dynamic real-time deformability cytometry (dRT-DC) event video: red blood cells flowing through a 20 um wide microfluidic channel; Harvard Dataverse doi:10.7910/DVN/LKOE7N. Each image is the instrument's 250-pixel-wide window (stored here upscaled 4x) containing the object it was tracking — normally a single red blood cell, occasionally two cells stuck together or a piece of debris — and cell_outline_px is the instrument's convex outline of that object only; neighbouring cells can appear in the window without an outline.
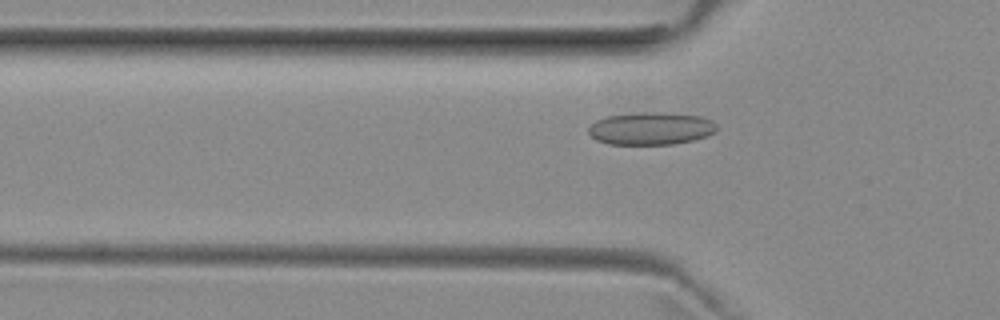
{"species": "common noctule bat (a hibernating species)", "species_latin": "Nyctalus noctula", "temperature_condition": "room temperature", "stored_images_in_passage": 23, "camera_frame_rate_fps": 3000, "um_per_image_px": 0.085, "animal": {"sex": "female", "body_mass_g": 29.2, "forearm_length_mm": 56.3}, "frame": {"image": 1, "passage_image": 9, "time_ms": 2.667, "image_size_px": [1000, 320], "cell_outline_px": [[716, 132], [708, 136], [692, 140], [672, 144], [608, 144], [596, 140], [588, 132], [588, 128], [596, 120], [608, 116], [652, 112], [664, 112], [700, 116], [712, 120], [716, 124]], "centroid_in_image_um": [55.35, 10.93], "position_along_channel_um": 70.4, "area_um2": 24.22}}
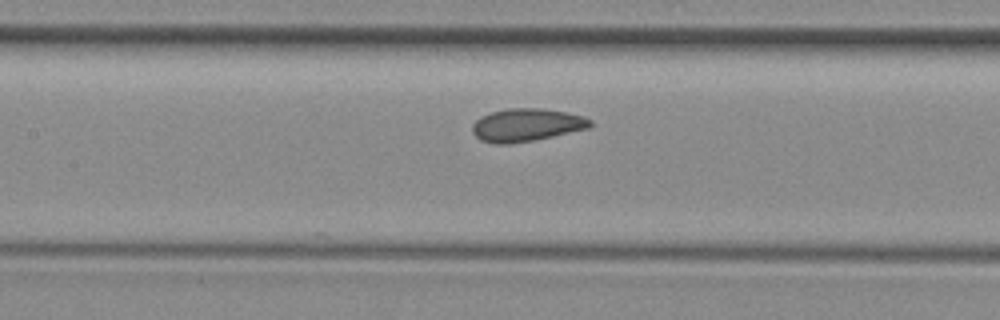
{"frame": {"image": 2, "passage_image": 16, "time_ms": 5.0, "image_size_px": [1000, 320], "cell_outline_px": [[592, 124], [588, 128], [552, 136], [532, 140], [508, 144], [496, 144], [480, 140], [472, 132], [472, 124], [480, 116], [492, 112], [508, 108], [544, 108], [568, 112], [584, 116], [592, 120]], "centroid_in_image_um": [44.74, 10.61], "position_along_channel_um": 162.7, "area_um2": 22.6}}
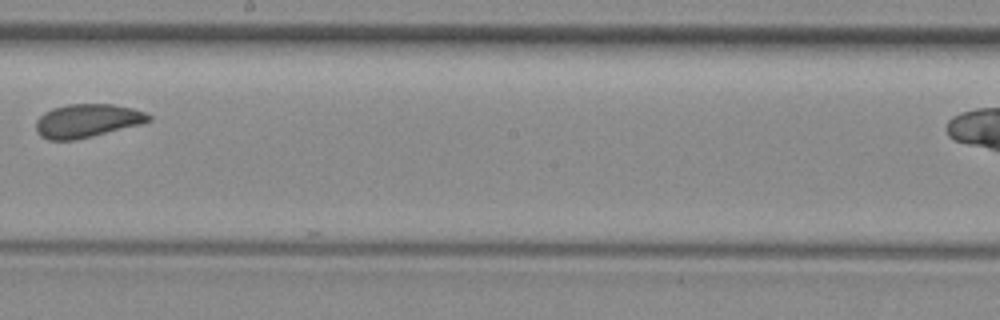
{"frame": {"image": 3, "passage_image": 22, "time_ms": 7.0, "image_size_px": [1000, 320], "cell_outline_px": [[152, 120], [144, 124], [76, 140], [48, 140], [40, 136], [36, 132], [36, 120], [44, 112], [52, 108], [68, 104], [112, 104], [132, 108], [144, 112], [152, 116]], "centroid_in_image_um": [7.42, 10.27], "position_along_channel_um": 240.8, "area_um2": 22.25}}